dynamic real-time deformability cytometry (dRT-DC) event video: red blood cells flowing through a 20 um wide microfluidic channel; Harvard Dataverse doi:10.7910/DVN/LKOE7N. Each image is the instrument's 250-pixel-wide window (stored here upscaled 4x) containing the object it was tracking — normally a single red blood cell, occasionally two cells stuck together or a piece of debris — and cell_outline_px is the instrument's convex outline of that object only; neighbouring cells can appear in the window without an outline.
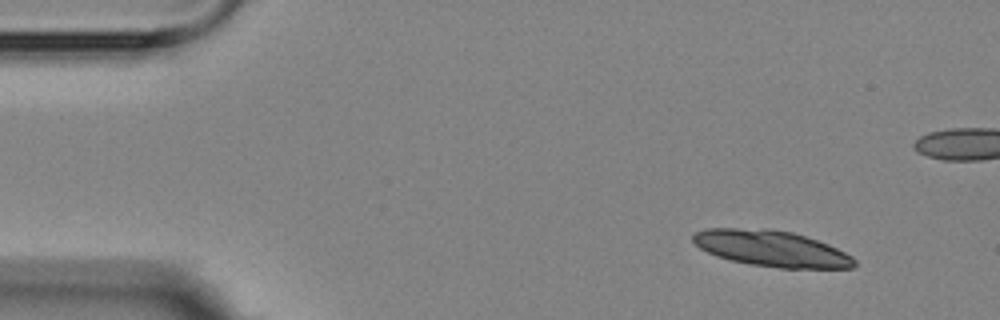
{"species": "Egyptian fruit bat (a non-hibernating species)", "species_latin": "Rousettus aegyptiacus", "temperature_condition": "room temperature", "stored_images_in_passage": 6, "segment_of_instrument_passage": [1, 2], "camera_frame_rate_fps": 3000, "um_per_image_px": 0.085, "animal": {"sex": "female"}, "frame": {"image": 1, "passage_image": 1, "time_ms": 0.0, "image_size_px": [1000, 320], "cell_outline_px": [[856, 264], [852, 268], [780, 268], [752, 264], [732, 260], [716, 256], [700, 248], [692, 240], [692, 236], [696, 232], [704, 228], [768, 228], [792, 232], [828, 244], [852, 256], [856, 260]], "centroid_in_image_um": [65.56, 21.11], "position_along_channel_um": 19.4, "area_um2": 33.76}}
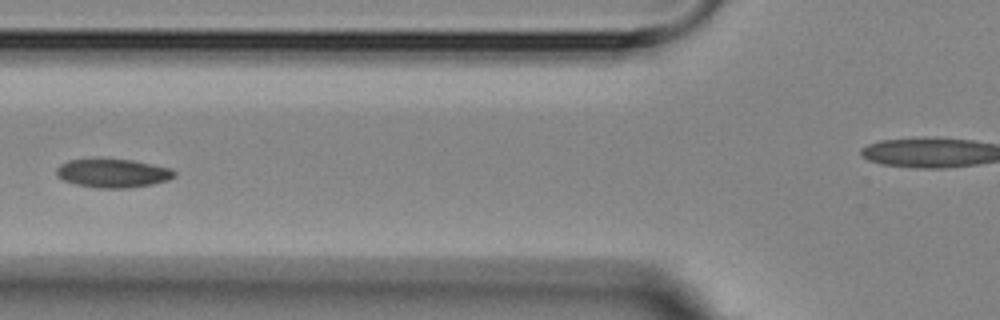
{"frame": {"image": 2, "passage_image": 5, "time_ms": 5.333, "image_size_px": [1000, 320], "cell_outline_px": [[176, 176], [168, 180], [152, 184], [128, 188], [96, 188], [76, 184], [64, 180], [56, 176], [56, 168], [60, 164], [68, 160], [132, 160], [172, 168], [176, 172]], "centroid_in_image_um": [9.61, 14.74], "position_along_channel_um": 116.2, "area_um2": 19.54}}